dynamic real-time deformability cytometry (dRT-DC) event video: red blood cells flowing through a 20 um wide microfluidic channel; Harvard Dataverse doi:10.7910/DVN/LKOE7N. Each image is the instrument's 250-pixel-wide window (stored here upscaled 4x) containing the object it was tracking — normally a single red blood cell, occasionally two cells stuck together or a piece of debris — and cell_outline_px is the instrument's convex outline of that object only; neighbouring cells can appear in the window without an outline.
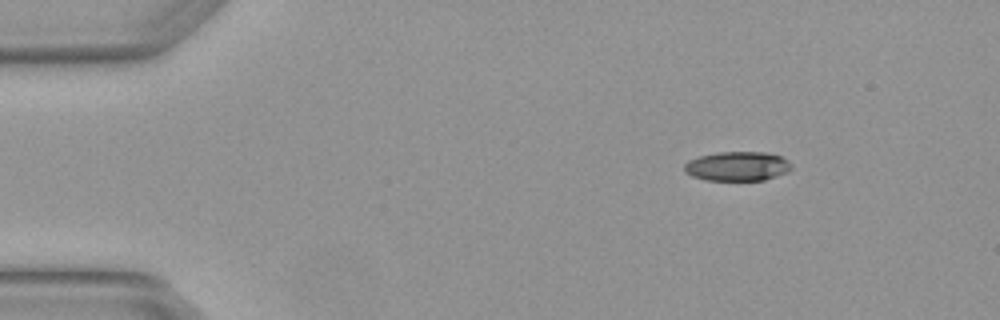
{"species": "Egyptian fruit bat (a non-hibernating species)", "species_latin": "Rousettus aegyptiacus", "temperature_condition": "warm", "stored_images_in_passage": 3, "camera_frame_rate_fps": 3000, "um_per_image_px": 0.085, "animal": {"sex": "female"}, "frame": {"image": 1, "passage_image": 1, "time_ms": 0.0, "image_size_px": [1000, 320], "cell_outline_px": [[792, 168], [788, 172], [764, 180], [704, 180], [692, 176], [684, 172], [684, 164], [688, 160], [700, 156], [720, 152], [768, 152], [780, 156], [788, 160], [792, 164]], "centroid_in_image_um": [62.68, 14.13], "position_along_channel_um": 22.3, "area_um2": 18.44}}